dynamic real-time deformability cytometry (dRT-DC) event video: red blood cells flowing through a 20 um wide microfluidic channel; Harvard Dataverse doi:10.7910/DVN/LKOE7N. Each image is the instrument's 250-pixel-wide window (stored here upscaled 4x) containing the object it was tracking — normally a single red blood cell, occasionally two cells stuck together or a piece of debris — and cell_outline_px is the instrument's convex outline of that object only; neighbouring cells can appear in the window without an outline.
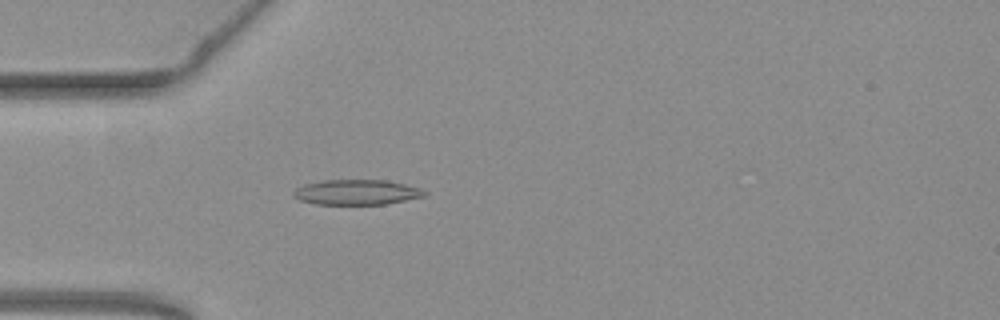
{"species": "common noctule bat (a hibernating species)", "species_latin": "Nyctalus noctula", "temperature_condition": "warm", "stored_images_in_passage": 41, "camera_frame_rate_fps": 3000, "um_per_image_px": 0.085, "animal": {"sex": "female", "body_mass_g": 19.3, "forearm_length_mm": 54.1}, "frame": {"image": 1, "passage_image": 3, "time_ms": 0.667, "image_size_px": [1000, 320], "cell_outline_px": [[428, 192], [424, 196], [384, 204], [316, 204], [300, 200], [292, 196], [292, 192], [296, 188], [304, 184], [324, 180], [388, 180], [420, 188]], "centroid_in_image_um": [30.28, 16.33], "position_along_channel_um": 54.7, "area_um2": 19.13}}
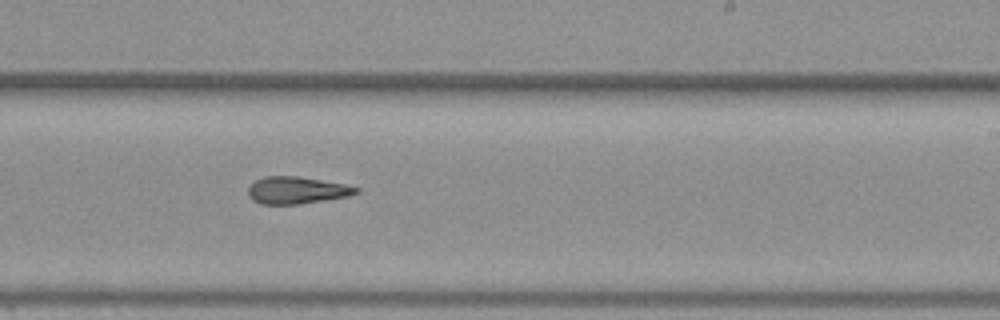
{"frame": {"image": 2, "passage_image": 20, "time_ms": 6.333, "image_size_px": [1000, 320], "cell_outline_px": [[360, 192], [348, 196], [324, 200], [296, 204], [260, 204], [252, 200], [248, 196], [248, 188], [256, 180], [264, 176], [296, 176], [344, 184], [360, 188]], "centroid_in_image_um": [25.2, 16.17], "position_along_channel_um": 263.8, "area_um2": 16.94}}
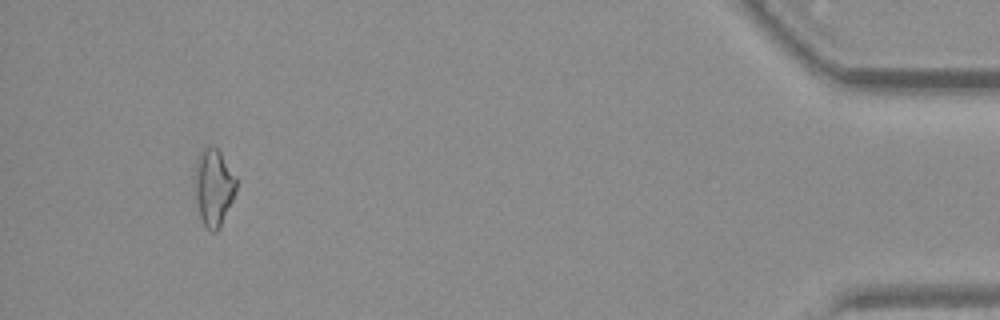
{"frame": {"image": 3, "passage_image": 38, "time_ms": 12.333, "image_size_px": [1000, 320], "cell_outline_px": [[236, 192], [220, 228], [216, 232], [212, 232], [200, 220], [196, 200], [196, 160], [200, 152], [204, 148], [216, 148], [220, 152], [236, 180]], "centroid_in_image_um": [18.16, 15.98], "position_along_channel_um": 417.0, "area_um2": 18.09}, "authors_computed_cell_mechanics": {"area_um2": 17.2244, "velocity_mm_per_s": 3.7956, "shape_relaxation_time_tau1_ms": null, "shape_relaxation_time_tau2_ms": 4.5545, "deformation_change_tau1": null, "deformation_change_tau2": 0.1436}}